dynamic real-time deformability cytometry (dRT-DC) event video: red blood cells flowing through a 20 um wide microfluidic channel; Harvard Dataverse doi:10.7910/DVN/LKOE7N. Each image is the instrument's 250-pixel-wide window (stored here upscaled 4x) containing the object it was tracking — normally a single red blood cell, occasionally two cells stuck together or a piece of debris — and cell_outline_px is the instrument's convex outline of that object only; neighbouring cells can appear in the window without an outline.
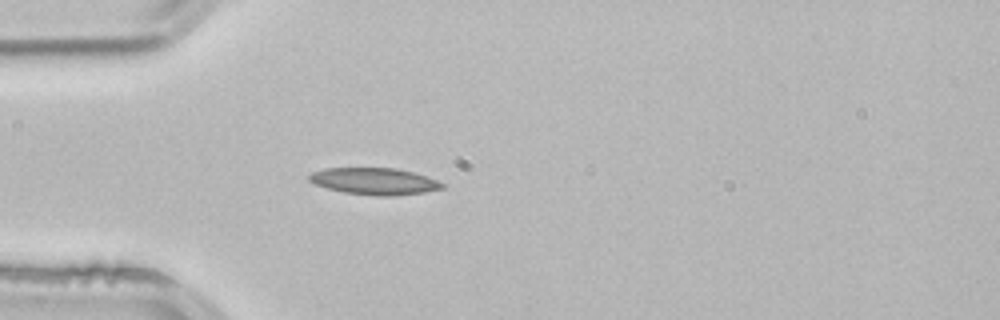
{"species": "common noctule bat (a hibernating species)", "species_latin": "Nyctalus noctula", "temperature_condition": "room temperature", "stored_images_in_passage": 2, "camera_frame_rate_fps": 3000, "um_per_image_px": 0.085, "animal": {"sex": "male", "body_mass_g": 21.5, "forearm_length_mm": 52.0}, "frame": {"image": 1, "passage_image": 2, "time_ms": 0.333, "image_size_px": [1000, 320], "cell_outline_px": [[444, 188], [424, 192], [396, 196], [376, 196], [344, 192], [328, 188], [316, 184], [308, 180], [308, 176], [312, 172], [324, 168], [396, 168], [412, 172], [436, 180], [444, 184]], "centroid_in_image_um": [31.81, 15.41], "position_along_channel_um": 53.2, "area_um2": 20.63}}